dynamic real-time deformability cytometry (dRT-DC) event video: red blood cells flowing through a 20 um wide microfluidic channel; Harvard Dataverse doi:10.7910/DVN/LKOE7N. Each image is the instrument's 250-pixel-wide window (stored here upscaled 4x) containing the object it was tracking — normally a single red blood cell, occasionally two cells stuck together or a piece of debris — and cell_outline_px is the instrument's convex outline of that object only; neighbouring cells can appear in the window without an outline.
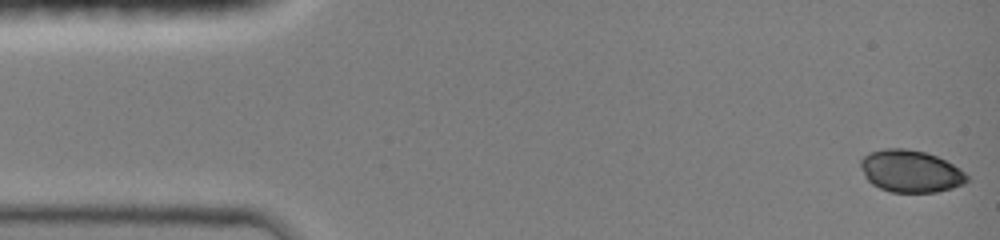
{"species": "common noctule bat (a hibernating species)", "species_latin": "Nyctalus noctula", "temperature_condition": "room temperature", "stored_images_in_passage": 47, "camera_frame_rate_fps": 3000, "um_per_image_px": 0.085, "animal": {"sex": "female", "body_mass_g": 19.0, "forearm_length_mm": 51.5}, "frame": {"image": 1, "passage_image": 1, "time_ms": 0.0, "image_size_px": [1000, 240], "cell_outline_px": [[968, 180], [964, 184], [952, 188], [936, 192], [892, 192], [880, 188], [872, 184], [864, 176], [860, 164], [860, 160], [864, 156], [872, 152], [888, 148], [904, 148], [924, 152], [936, 156], [952, 164], [964, 172], [968, 176]], "centroid_in_image_um": [77.39, 14.56], "position_along_channel_um": 7.6, "area_um2": 25.89}}
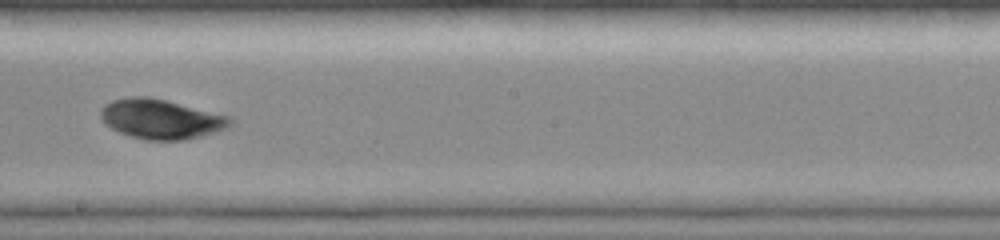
{"frame": {"image": 2, "passage_image": 26, "time_ms": 8.333, "image_size_px": [1000, 240], "cell_outline_px": [[232, 124], [228, 128], [200, 136], [184, 140], [144, 140], [120, 132], [104, 124], [100, 116], [100, 112], [104, 104], [112, 100], [128, 96], [148, 96], [232, 116]], "centroid_in_image_um": [13.68, 10.11], "position_along_channel_um": 234.5, "area_um2": 30.06}}
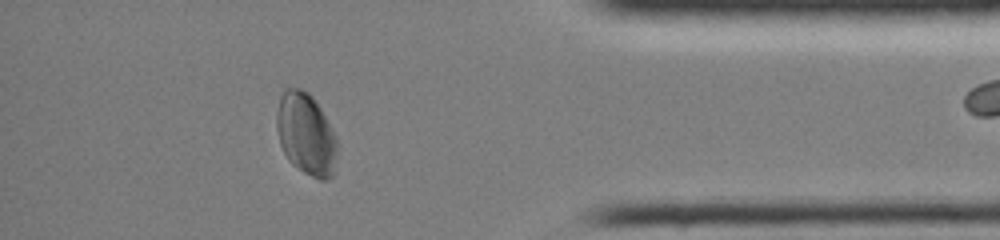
{"frame": {"image": 3, "passage_image": 40, "time_ms": 13.0, "image_size_px": [1000, 240], "cell_outline_px": [[340, 144], [332, 176], [328, 180], [320, 180], [304, 172], [292, 164], [288, 160], [280, 144], [276, 128], [276, 112], [280, 96], [284, 88], [300, 88], [308, 92], [312, 96], [320, 108], [336, 136]], "centroid_in_image_um": [26.02, 11.4], "position_along_channel_um": 409.2, "area_um2": 29.3}, "authors_computed_cell_mechanics": {"area_um2": 29.1312, "velocity_mm_per_s": 4.1579, "shape_relaxation_time_tau1_ms": 2.9581, "shape_relaxation_time_tau2_ms": 1.7872, "deformation_change_tau1": 0.0752, "deformation_change_tau2": 0.0293}}